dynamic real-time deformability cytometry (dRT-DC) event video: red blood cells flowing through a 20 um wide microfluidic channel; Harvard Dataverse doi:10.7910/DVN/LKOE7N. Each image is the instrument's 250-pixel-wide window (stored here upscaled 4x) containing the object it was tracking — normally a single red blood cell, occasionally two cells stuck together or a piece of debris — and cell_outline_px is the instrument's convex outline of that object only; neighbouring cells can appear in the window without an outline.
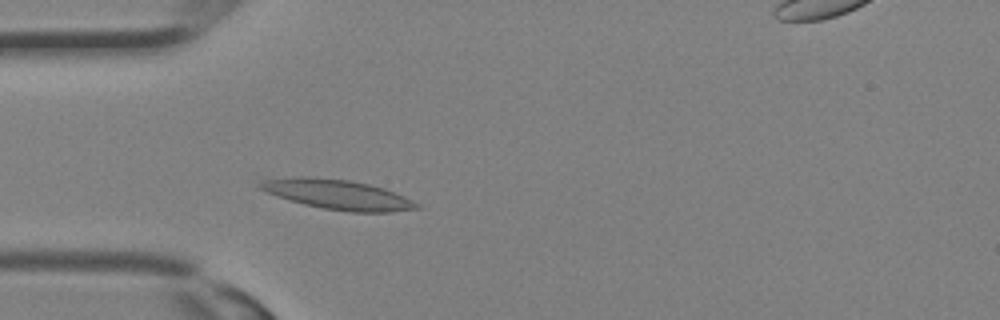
{"species": "Egyptian fruit bat (a non-hibernating species)", "species_latin": "Rousettus aegyptiacus", "temperature_condition": "room temperature", "stored_images_in_passage": 28, "segment_of_instrument_passage": [1, 2], "camera_frame_rate_fps": 3000, "um_per_image_px": 0.085, "animal": {"sex": "female"}, "frame": {"image": 1, "passage_image": 4, "time_ms": 1.0, "image_size_px": [1000, 320], "cell_outline_px": [[420, 208], [388, 212], [348, 212], [324, 208], [304, 204], [276, 196], [264, 192], [256, 184], [264, 180], [304, 176], [348, 180], [368, 184], [384, 188], [404, 196], [420, 204]], "centroid_in_image_um": [28.7, 16.54], "position_along_channel_um": 56.3, "area_um2": 26.93}}
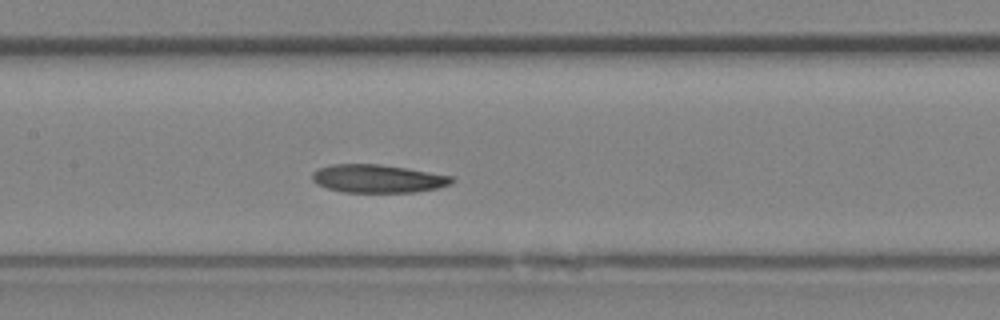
{"frame": {"image": 2, "passage_image": 10, "time_ms": 3.0, "image_size_px": [1000, 320], "cell_outline_px": [[456, 180], [452, 184], [436, 188], [416, 192], [344, 192], [328, 188], [316, 184], [312, 180], [312, 172], [320, 168], [332, 164], [376, 164], [404, 168], [452, 176]], "centroid_in_image_um": [32.11, 15.19], "position_along_channel_um": 175.3, "area_um2": 22.72}}
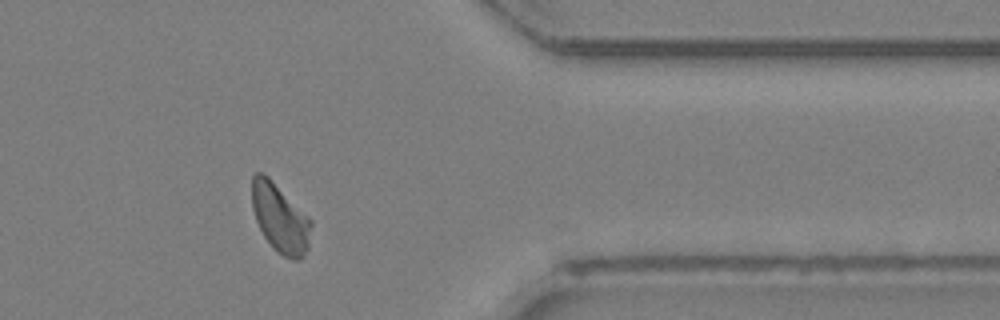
{"frame": {"image": 3, "passage_image": 21, "time_ms": 6.667, "image_size_px": [1000, 320], "cell_outline_px": [[312, 224], [308, 248], [300, 260], [292, 260], [276, 252], [272, 248], [264, 236], [256, 220], [252, 208], [252, 176], [256, 172], [264, 172], [312, 220]], "centroid_in_image_um": [23.8, 18.56], "position_along_channel_um": 387.6, "area_um2": 23.76}}